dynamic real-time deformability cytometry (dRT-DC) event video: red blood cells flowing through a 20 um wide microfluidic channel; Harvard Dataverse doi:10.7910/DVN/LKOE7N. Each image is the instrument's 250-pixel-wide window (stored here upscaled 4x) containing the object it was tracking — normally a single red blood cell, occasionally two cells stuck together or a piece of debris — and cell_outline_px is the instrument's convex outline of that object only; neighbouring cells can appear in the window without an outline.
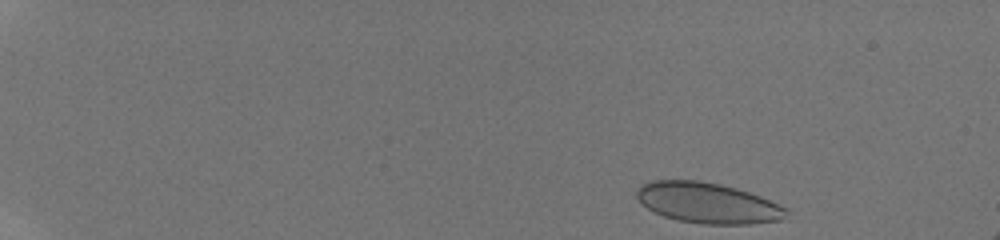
{"species": "human", "species_latin": "Homo sapiens", "temperature_condition": "room temperature", "stored_images_in_passage": 23, "camera_frame_rate_fps": 3000, "um_per_image_px": 0.085, "donor": {"sex": "male"}, "frame": {"image": 1, "passage_image": 1, "time_ms": 0.0, "image_size_px": [1000, 240], "cell_outline_px": [[788, 212], [780, 220], [752, 224], [700, 224], [676, 220], [664, 216], [648, 208], [636, 196], [636, 192], [640, 184], [652, 180], [700, 180], [720, 184], [736, 188], [760, 196], [788, 208]], "centroid_in_image_um": [60.15, 17.25], "position_along_channel_um": 24.9, "area_um2": 35.37}}
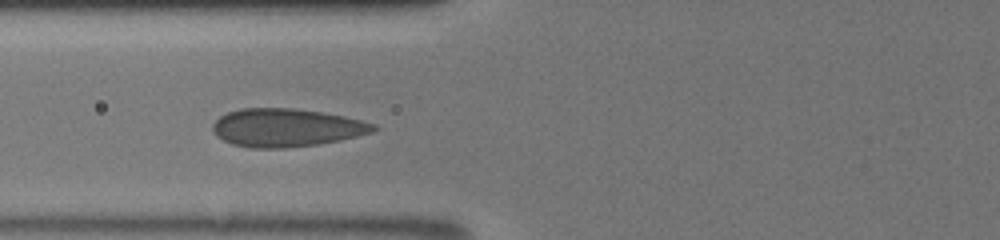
{"frame": {"image": 2, "passage_image": 17, "time_ms": 5.333, "image_size_px": [1000, 240], "cell_outline_px": [[380, 128], [372, 132], [340, 140], [316, 144], [284, 148], [252, 148], [232, 144], [216, 136], [212, 132], [212, 124], [220, 116], [228, 112], [240, 108], [292, 108], [320, 112], [344, 116], [376, 124]], "centroid_in_image_um": [24.32, 10.85], "position_along_channel_um": 101.5, "area_um2": 35.66}}
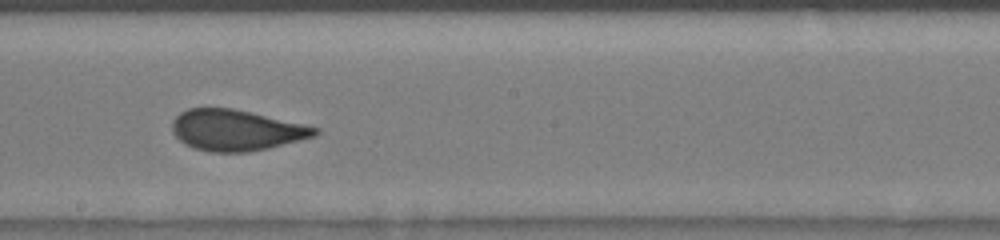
{"frame": {"image": 3, "passage_image": 22, "time_ms": 7.0, "image_size_px": [1000, 240], "cell_outline_px": [[320, 132], [316, 136], [268, 148], [248, 152], [208, 152], [192, 148], [184, 144], [172, 132], [172, 120], [180, 112], [188, 108], [232, 108], [304, 124], [320, 128]], "centroid_in_image_um": [20.06, 11.07], "position_along_channel_um": 228.1, "area_um2": 34.16}}